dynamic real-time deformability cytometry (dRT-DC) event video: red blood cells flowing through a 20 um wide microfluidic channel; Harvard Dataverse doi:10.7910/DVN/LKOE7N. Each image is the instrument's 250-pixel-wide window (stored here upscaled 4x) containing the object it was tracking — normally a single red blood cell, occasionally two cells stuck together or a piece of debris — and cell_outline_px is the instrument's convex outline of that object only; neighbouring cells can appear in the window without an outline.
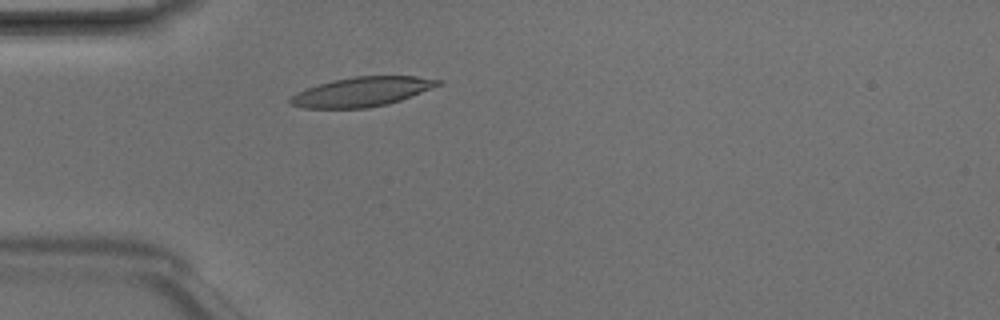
{"species": "Egyptian fruit bat (a non-hibernating species)", "species_latin": "Rousettus aegyptiacus", "temperature_condition": "room temperature", "stored_images_in_passage": 2, "camera_frame_rate_fps": 3000, "um_per_image_px": 0.085, "animal": {"sex": "male"}, "frame": {"image": 1, "passage_image": 2, "time_ms": 0.333, "image_size_px": [1000, 320], "cell_outline_px": [[444, 84], [400, 100], [388, 104], [368, 108], [300, 108], [288, 104], [288, 100], [296, 92], [332, 80], [356, 76], [416, 76], [444, 80]], "centroid_in_image_um": [30.78, 7.8], "position_along_channel_um": 54.2, "area_um2": 25.49}}